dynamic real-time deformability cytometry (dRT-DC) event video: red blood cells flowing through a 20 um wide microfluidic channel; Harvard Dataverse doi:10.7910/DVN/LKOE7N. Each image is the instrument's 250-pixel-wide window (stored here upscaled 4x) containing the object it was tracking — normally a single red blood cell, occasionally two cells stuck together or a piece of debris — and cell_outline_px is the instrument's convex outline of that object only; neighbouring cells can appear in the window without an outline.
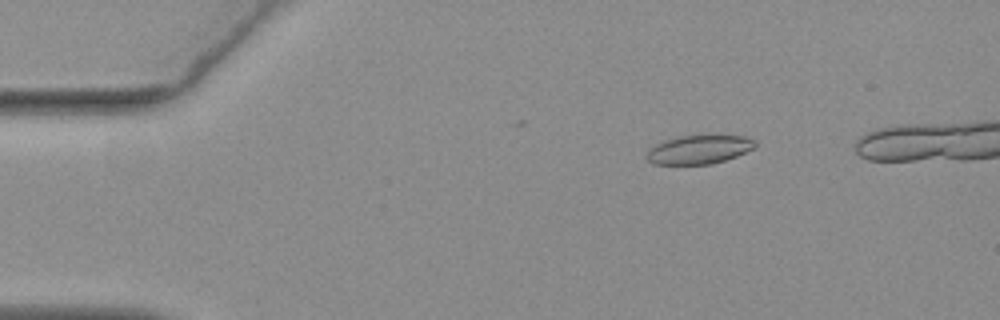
{"species": "common noctule bat (a hibernating species)", "species_latin": "Nyctalus noctula", "temperature_condition": "warm", "stored_images_in_passage": 50, "camera_frame_rate_fps": 3000, "um_per_image_px": 0.085, "animal": {"sex": "female", "body_mass_g": 19.3, "forearm_length_mm": 54.1}, "frame": {"image": 1, "passage_image": 9, "time_ms": 2.667, "image_size_px": [1000, 320], "cell_outline_px": [[756, 148], [736, 156], [724, 160], [708, 164], [652, 164], [648, 160], [648, 148], [664, 140], [676, 136], [716, 132], [744, 136], [756, 140]], "centroid_in_image_um": [59.48, 12.64], "position_along_channel_um": 25.5, "area_um2": 19.02}}
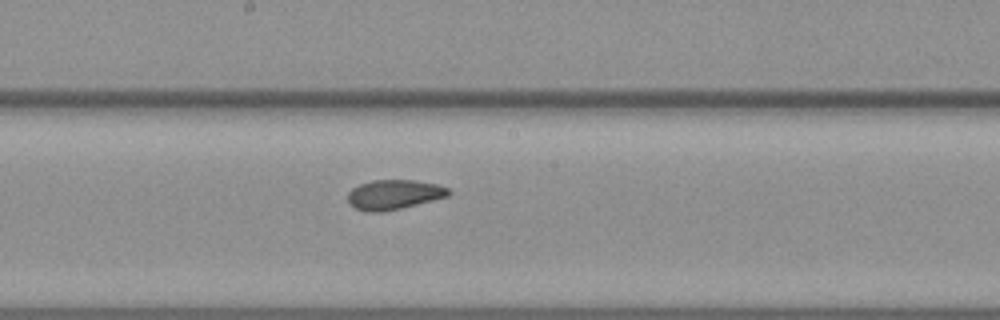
{"frame": {"image": 2, "passage_image": 30, "time_ms": 9.667, "image_size_px": [1000, 320], "cell_outline_px": [[452, 192], [448, 196], [400, 208], [380, 212], [368, 212], [356, 208], [348, 204], [348, 192], [352, 188], [360, 184], [372, 180], [416, 180], [436, 184], [448, 188]], "centroid_in_image_um": [33.46, 16.53], "position_along_channel_um": 214.7, "area_um2": 17.34}}
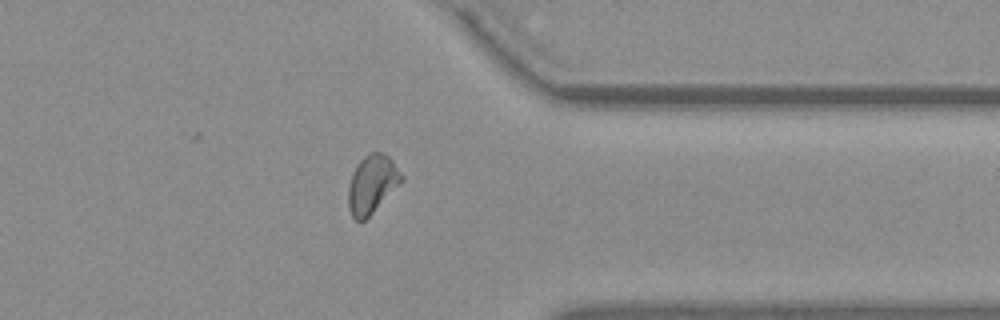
{"frame": {"image": 3, "passage_image": 44, "time_ms": 14.333, "image_size_px": [1000, 320], "cell_outline_px": [[404, 180], [364, 220], [356, 220], [352, 216], [348, 208], [348, 188], [352, 172], [356, 164], [368, 152], [384, 152], [392, 160], [404, 176]], "centroid_in_image_um": [31.62, 15.61], "position_along_channel_um": 379.8, "area_um2": 18.03}, "authors_computed_cell_mechanics": {"area_um2": 18.0625, "velocity_mm_per_s": 3.7169, "shape_relaxation_time_tau1_ms": null, "shape_relaxation_time_tau2_ms": 2.9001, "deformation_change_tau1": null, "deformation_change_tau2": 0.0832}}